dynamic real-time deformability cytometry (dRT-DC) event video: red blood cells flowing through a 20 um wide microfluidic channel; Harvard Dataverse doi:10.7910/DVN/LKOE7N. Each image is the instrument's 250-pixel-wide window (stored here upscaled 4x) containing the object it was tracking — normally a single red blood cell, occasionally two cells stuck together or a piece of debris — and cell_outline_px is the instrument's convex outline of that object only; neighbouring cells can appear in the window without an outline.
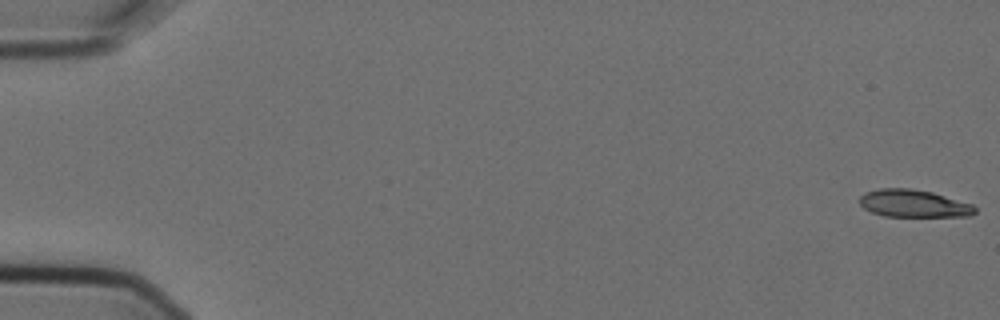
{"species": "Egyptian fruit bat (a non-hibernating species)", "species_latin": "Rousettus aegyptiacus", "temperature_condition": "cold", "stored_images_in_passage": 9, "camera_frame_rate_fps": 3000, "um_per_image_px": 0.085, "animal": {"sex": "female"}, "frame": {"image": 1, "passage_image": 1, "time_ms": 0.0, "image_size_px": [1000, 320], "cell_outline_px": [[976, 212], [972, 216], [884, 216], [872, 212], [864, 208], [860, 204], [860, 196], [864, 192], [880, 188], [912, 188], [932, 192], [972, 204], [976, 208]], "centroid_in_image_um": [77.65, 17.29], "position_along_channel_um": 7.3, "area_um2": 18.5}}